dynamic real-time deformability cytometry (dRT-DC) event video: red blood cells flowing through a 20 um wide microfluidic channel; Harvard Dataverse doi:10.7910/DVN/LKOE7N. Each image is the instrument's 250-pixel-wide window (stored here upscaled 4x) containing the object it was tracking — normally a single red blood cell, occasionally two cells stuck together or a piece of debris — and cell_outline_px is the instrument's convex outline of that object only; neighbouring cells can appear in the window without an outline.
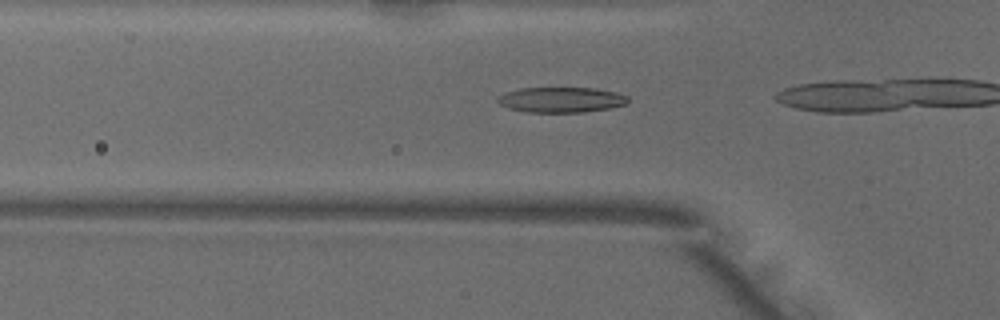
{"species": "common noctule bat (a hibernating species)", "species_latin": "Nyctalus noctula", "temperature_condition": "warm", "stored_images_in_passage": 17, "camera_frame_rate_fps": 3000, "um_per_image_px": 0.085, "animal": {"sex": "male", "body_mass_g": 18.8}, "frame": {"image": 1, "passage_image": 12, "time_ms": 3.667, "image_size_px": [1000, 320], "cell_outline_px": [[628, 100], [624, 104], [612, 108], [584, 112], [528, 112], [508, 108], [500, 104], [496, 100], [496, 96], [504, 92], [520, 88], [596, 88], [616, 92], [628, 96]], "centroid_in_image_um": [47.67, 8.47], "position_along_channel_um": 78.1, "area_um2": 19.36}}